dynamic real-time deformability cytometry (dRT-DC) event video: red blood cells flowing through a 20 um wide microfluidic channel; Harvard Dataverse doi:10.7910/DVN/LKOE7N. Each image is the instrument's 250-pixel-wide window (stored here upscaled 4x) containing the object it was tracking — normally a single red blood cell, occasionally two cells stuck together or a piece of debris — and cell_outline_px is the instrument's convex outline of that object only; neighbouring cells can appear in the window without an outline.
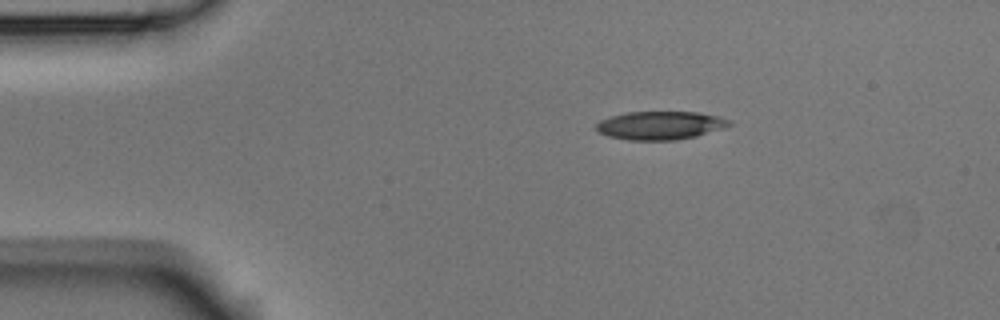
{"species": "Egyptian fruit bat (a non-hibernating species)", "species_latin": "Rousettus aegyptiacus", "temperature_condition": "room temperature", "stored_images_in_passage": 6, "camera_frame_rate_fps": 3000, "um_per_image_px": 0.085, "animal": {"sex": "male"}, "frame": {"image": 1, "passage_image": 1, "time_ms": 0.0, "image_size_px": [1000, 320], "cell_outline_px": [[732, 124], [724, 128], [696, 136], [676, 140], [628, 140], [608, 136], [600, 132], [596, 128], [596, 124], [600, 120], [612, 116], [628, 112], [696, 112], [716, 116], [732, 120]], "centroid_in_image_um": [56.14, 10.66], "position_along_channel_um": 28.9, "area_um2": 21.85}}
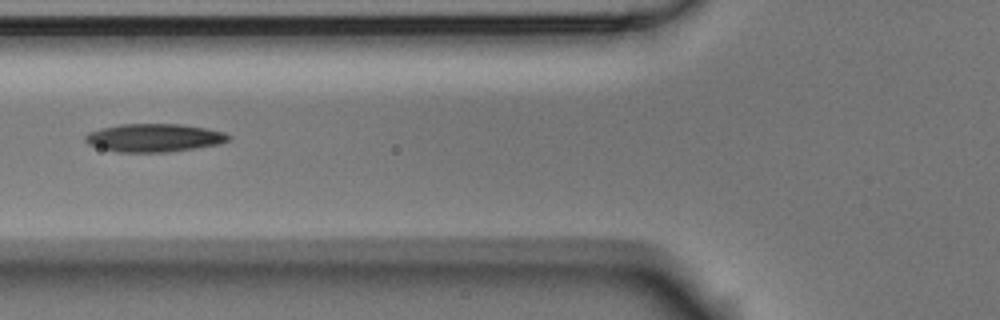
{"frame": {"image": 2, "passage_image": 4, "time_ms": 1.0, "image_size_px": [1000, 320], "cell_outline_px": [[232, 136], [228, 140], [220, 144], [168, 152], [116, 152], [100, 148], [88, 144], [84, 140], [84, 136], [88, 132], [100, 128], [120, 124], [180, 124], [204, 128], [224, 132]], "centroid_in_image_um": [13.06, 11.71], "position_along_channel_um": 112.7, "area_um2": 23.52}}
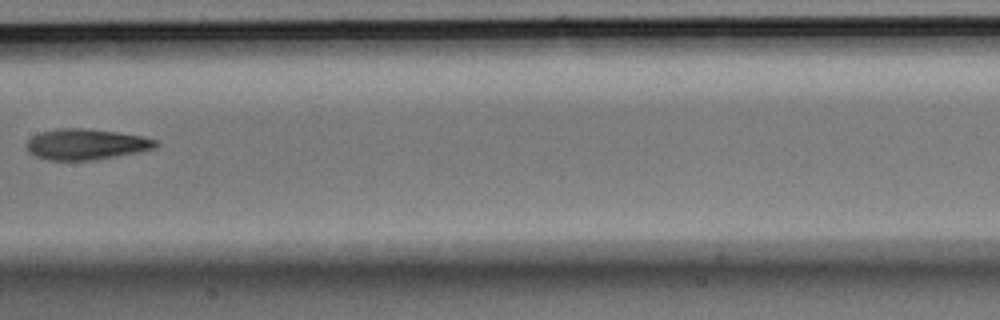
{"frame": {"image": 3, "passage_image": 6, "time_ms": 1.667, "image_size_px": [1000, 320], "cell_outline_px": [[160, 144], [152, 148], [136, 152], [92, 160], [48, 160], [36, 156], [28, 152], [28, 140], [32, 136], [40, 132], [60, 128], [84, 128], [120, 132], [144, 136], [156, 140]], "centroid_in_image_um": [7.31, 12.25], "position_along_channel_um": 200.1, "area_um2": 23.0}}